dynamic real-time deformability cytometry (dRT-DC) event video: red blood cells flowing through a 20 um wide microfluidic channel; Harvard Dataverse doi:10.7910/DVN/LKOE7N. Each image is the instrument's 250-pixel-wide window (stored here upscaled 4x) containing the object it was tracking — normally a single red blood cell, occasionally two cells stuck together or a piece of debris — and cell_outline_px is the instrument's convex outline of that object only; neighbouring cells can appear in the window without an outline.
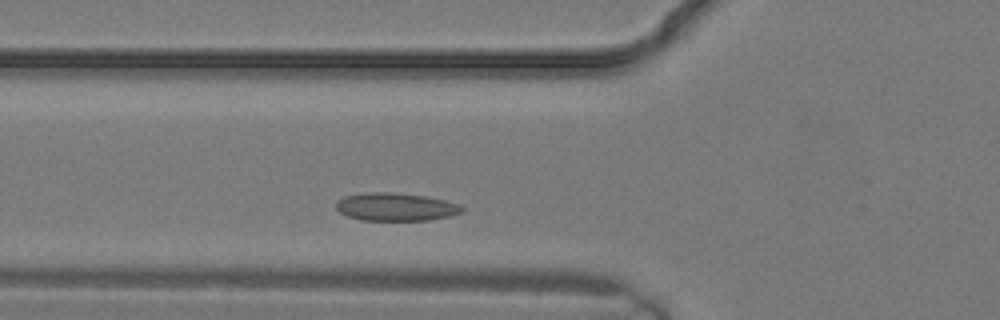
{"species": "common noctule bat (a hibernating species)", "species_latin": "Nyctalus noctula", "temperature_condition": "warm", "stored_images_in_passage": 5, "camera_frame_rate_fps": 3000, "um_per_image_px": 0.085, "animal": {"sex": "male", "body_mass_g": 19.2, "forearm_length_mm": 51.8}, "frame": {"image": 1, "passage_image": 3, "time_ms": 0.667, "image_size_px": [1000, 320], "cell_outline_px": [[464, 212], [448, 216], [428, 220], [360, 220], [348, 216], [340, 212], [336, 208], [336, 204], [344, 196], [368, 192], [388, 192], [424, 196], [444, 200], [460, 204], [464, 208]], "centroid_in_image_um": [33.65, 17.59], "position_along_channel_um": 92.1, "area_um2": 20.35}}
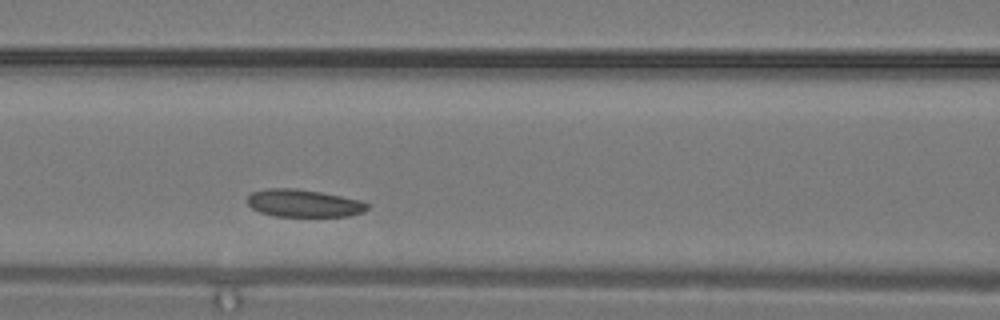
{"frame": {"image": 2, "passage_image": 5, "time_ms": 1.333, "image_size_px": [1000, 320], "cell_outline_px": [[368, 208], [364, 212], [348, 216], [276, 216], [260, 212], [252, 208], [248, 204], [248, 196], [252, 192], [264, 188], [296, 188], [320, 192], [360, 200], [368, 204]], "centroid_in_image_um": [25.8, 17.27], "position_along_channel_um": 140.8, "area_um2": 19.19}}